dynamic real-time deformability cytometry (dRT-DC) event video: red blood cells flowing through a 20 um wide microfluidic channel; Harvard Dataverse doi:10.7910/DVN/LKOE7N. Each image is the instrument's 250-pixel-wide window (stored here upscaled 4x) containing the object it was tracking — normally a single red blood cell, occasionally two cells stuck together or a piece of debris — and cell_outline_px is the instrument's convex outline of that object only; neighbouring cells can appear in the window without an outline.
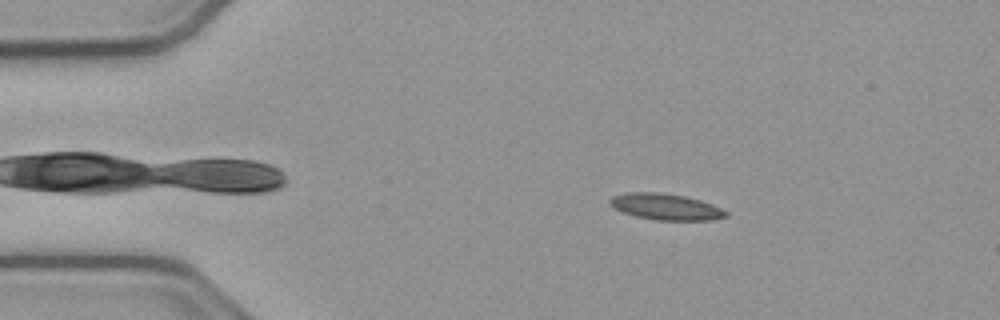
{"species": "common noctule bat (a hibernating species)", "species_latin": "Nyctalus noctula", "temperature_condition": "cold", "stored_images_in_passage": 54, "camera_frame_rate_fps": 3000, "um_per_image_px": 0.085, "animal": {"sex": "male", "body_mass_g": 23.1, "forearm_length_mm": 52.7}, "frame": {"image": 1, "passage_image": 9, "time_ms": 2.667, "image_size_px": [1000, 320], "cell_outline_px": [[728, 216], [712, 220], [656, 220], [636, 216], [624, 212], [616, 208], [608, 200], [612, 196], [628, 192], [660, 192], [684, 196], [700, 200], [712, 204], [728, 212]], "centroid_in_image_um": [56.61, 17.57], "position_along_channel_um": 28.4, "area_um2": 17.57}}
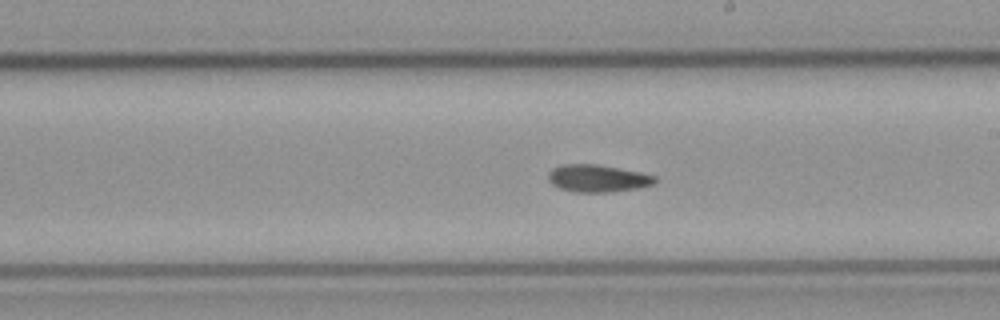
{"frame": {"image": 2, "passage_image": 30, "time_ms": 9.667, "image_size_px": [1000, 320], "cell_outline_px": [[656, 180], [652, 184], [640, 188], [608, 192], [576, 192], [560, 188], [552, 184], [548, 180], [548, 172], [552, 168], [564, 164], [596, 164], [640, 172], [656, 176]], "centroid_in_image_um": [50.78, 15.16], "position_along_channel_um": 238.2, "area_um2": 16.94}}
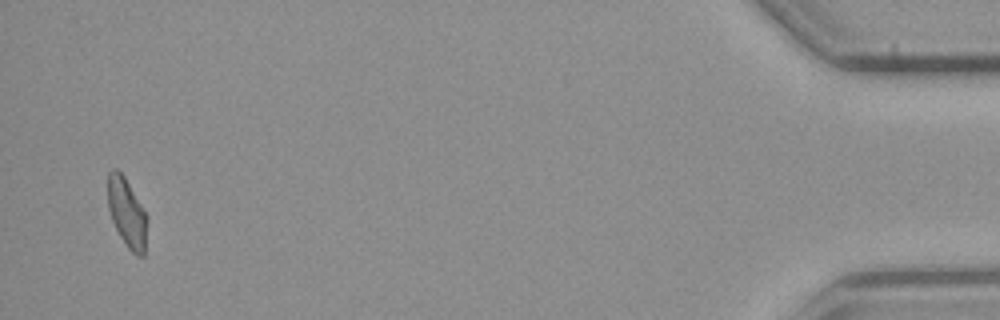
{"frame": {"image": 3, "passage_image": 52, "time_ms": 17.0, "image_size_px": [1000, 320], "cell_outline_px": [[148, 220], [144, 256], [136, 256], [124, 244], [112, 220], [108, 208], [108, 172], [112, 168], [116, 168], [124, 176], [148, 216]], "centroid_in_image_um": [10.8, 18.11], "position_along_channel_um": 424.4, "area_um2": 15.95}}